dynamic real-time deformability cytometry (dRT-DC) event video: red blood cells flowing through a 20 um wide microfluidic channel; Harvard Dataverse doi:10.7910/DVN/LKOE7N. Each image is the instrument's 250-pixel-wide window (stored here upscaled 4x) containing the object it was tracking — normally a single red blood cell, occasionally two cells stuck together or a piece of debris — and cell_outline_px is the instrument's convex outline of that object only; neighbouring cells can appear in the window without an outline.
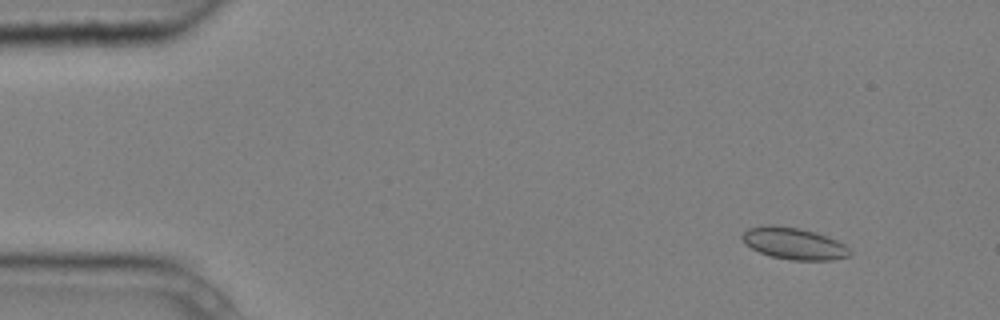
{"species": "common noctule bat (a hibernating species)", "species_latin": "Nyctalus noctula", "temperature_condition": "cold", "stored_images_in_passage": 4, "camera_frame_rate_fps": 3000, "um_per_image_px": 0.085, "animal": {"sex": "male", "body_mass_g": 20.4}, "frame": {"image": 1, "passage_image": 2, "time_ms": 0.333, "image_size_px": [1000, 320], "cell_outline_px": [[852, 256], [832, 260], [792, 260], [772, 256], [760, 252], [744, 244], [740, 236], [748, 228], [772, 224], [796, 228], [816, 232], [836, 240], [844, 244], [852, 252]], "centroid_in_image_um": [67.49, 20.7], "position_along_channel_um": 17.5, "area_um2": 19.88}}